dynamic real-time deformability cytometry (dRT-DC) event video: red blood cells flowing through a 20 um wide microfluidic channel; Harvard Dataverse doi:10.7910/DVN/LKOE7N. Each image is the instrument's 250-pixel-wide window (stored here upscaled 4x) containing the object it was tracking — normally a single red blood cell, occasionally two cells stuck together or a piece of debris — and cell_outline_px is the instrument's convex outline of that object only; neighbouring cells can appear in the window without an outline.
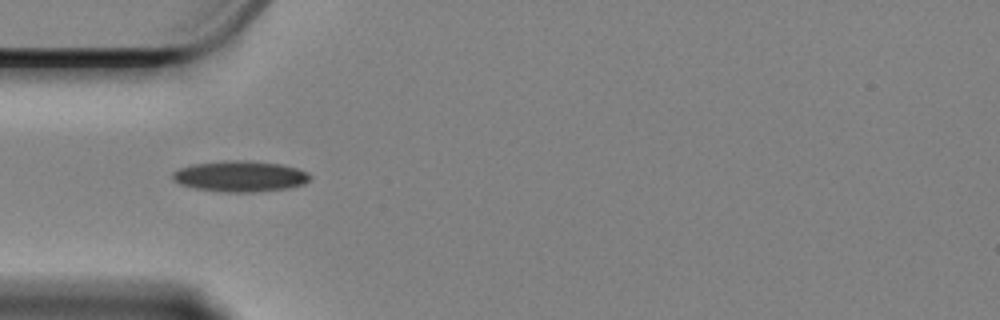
{"species": "Egyptian fruit bat (a non-hibernating species)", "species_latin": "Rousettus aegyptiacus", "temperature_condition": "cold", "stored_images_in_passage": 4, "camera_frame_rate_fps": 3000, "um_per_image_px": 0.085, "animal": {"sex": "female"}, "frame": {"image": 1, "passage_image": 1, "time_ms": 0.0, "image_size_px": [1000, 320], "cell_outline_px": [[312, 176], [304, 184], [288, 188], [252, 192], [224, 192], [196, 188], [180, 184], [172, 180], [172, 172], [180, 168], [192, 164], [224, 160], [252, 160], [280, 164], [296, 168], [308, 172]], "centroid_in_image_um": [20.4, 14.97], "position_along_channel_um": 64.6, "area_um2": 24.85}}
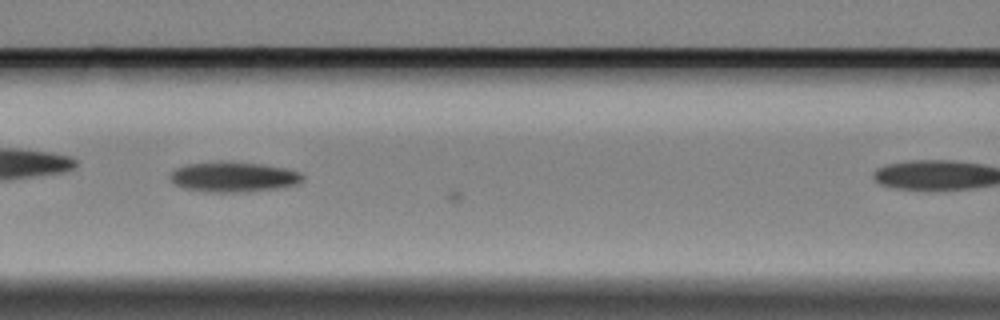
{"frame": {"image": 2, "passage_image": 3, "time_ms": 0.667, "image_size_px": [1000, 320], "cell_outline_px": [[304, 180], [296, 184], [276, 188], [248, 192], [204, 192], [184, 188], [176, 184], [168, 176], [176, 168], [188, 164], [220, 160], [264, 164], [284, 168], [300, 172], [304, 176]], "centroid_in_image_um": [19.84, 15.03], "position_along_channel_um": 146.8, "area_um2": 23.52}}